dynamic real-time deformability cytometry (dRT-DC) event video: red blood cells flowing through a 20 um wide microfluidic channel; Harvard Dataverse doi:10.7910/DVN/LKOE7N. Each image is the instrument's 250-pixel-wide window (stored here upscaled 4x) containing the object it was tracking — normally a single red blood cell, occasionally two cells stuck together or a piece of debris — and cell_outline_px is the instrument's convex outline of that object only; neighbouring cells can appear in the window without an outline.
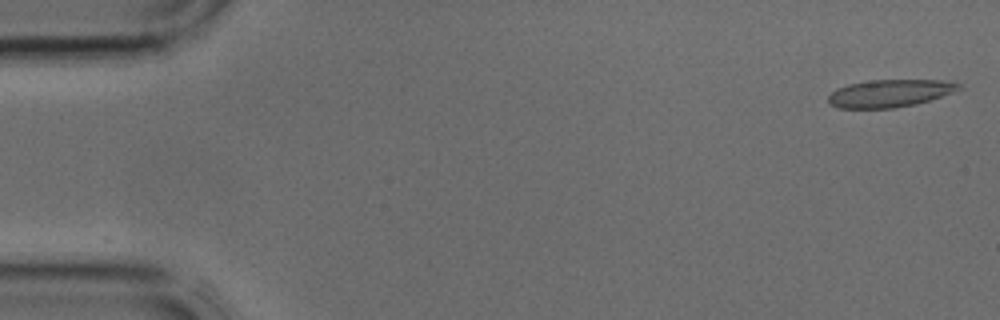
{"species": "common noctule bat (a hibernating species)", "species_latin": "Nyctalus noctula", "temperature_condition": "cold", "stored_images_in_passage": 4, "camera_frame_rate_fps": 3000, "um_per_image_px": 0.085, "animal": {"sex": "male", "body_mass_g": 17.9, "forearm_length_mm": 54.2}, "frame": {"image": 1, "passage_image": 1, "time_ms": 0.0, "image_size_px": [1000, 320], "cell_outline_px": [[964, 88], [916, 104], [892, 108], [840, 108], [832, 104], [828, 100], [828, 96], [836, 88], [848, 84], [872, 80], [944, 80], [960, 84]], "centroid_in_image_um": [75.63, 7.92], "position_along_channel_um": 9.4, "area_um2": 20.75}}
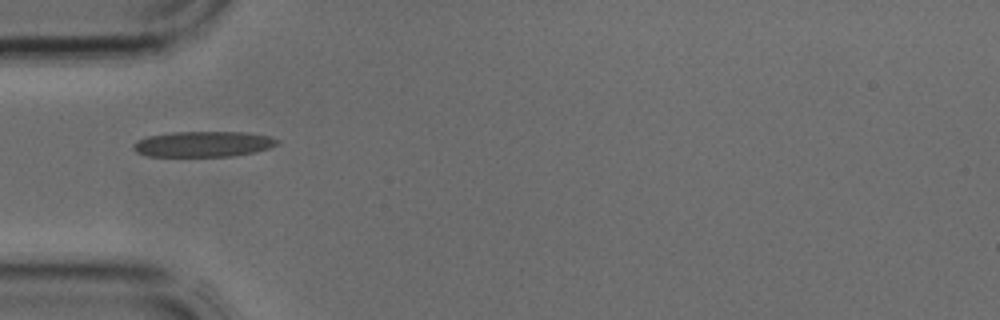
{"frame": {"image": 2, "passage_image": 4, "time_ms": 1.0, "image_size_px": [1000, 320], "cell_outline_px": [[280, 140], [276, 144], [268, 148], [256, 152], [232, 156], [148, 156], [136, 152], [132, 148], [132, 144], [136, 140], [148, 136], [172, 132], [244, 132], [268, 136]], "centroid_in_image_um": [17.23, 12.24], "position_along_channel_um": 67.8, "area_um2": 21.44}}